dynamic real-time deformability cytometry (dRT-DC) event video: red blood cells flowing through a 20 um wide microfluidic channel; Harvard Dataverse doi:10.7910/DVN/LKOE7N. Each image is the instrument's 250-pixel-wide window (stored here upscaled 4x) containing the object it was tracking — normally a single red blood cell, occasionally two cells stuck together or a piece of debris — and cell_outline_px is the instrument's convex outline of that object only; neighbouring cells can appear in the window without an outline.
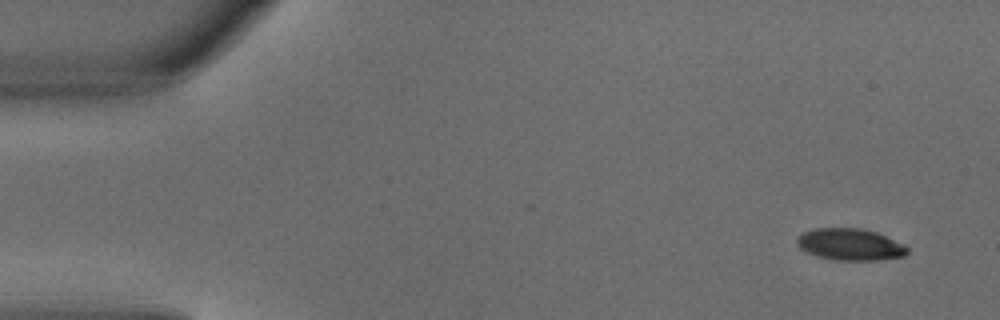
{"species": "common noctule bat (a hibernating species)", "species_latin": "Nyctalus noctula", "temperature_condition": "warm", "stored_images_in_passage": 4, "camera_frame_rate_fps": 3000, "um_per_image_px": 0.085, "animal": {"sex": "male", "body_mass_g": 18.8}, "frame": {"image": 1, "passage_image": 1, "time_ms": 0.0, "image_size_px": [1000, 320], "cell_outline_px": [[908, 252], [904, 256], [876, 260], [836, 260], [816, 256], [800, 248], [796, 244], [796, 236], [812, 228], [860, 228], [876, 232], [904, 244], [908, 248]], "centroid_in_image_um": [72.23, 20.77], "position_along_channel_um": 12.8, "area_um2": 20.46}}
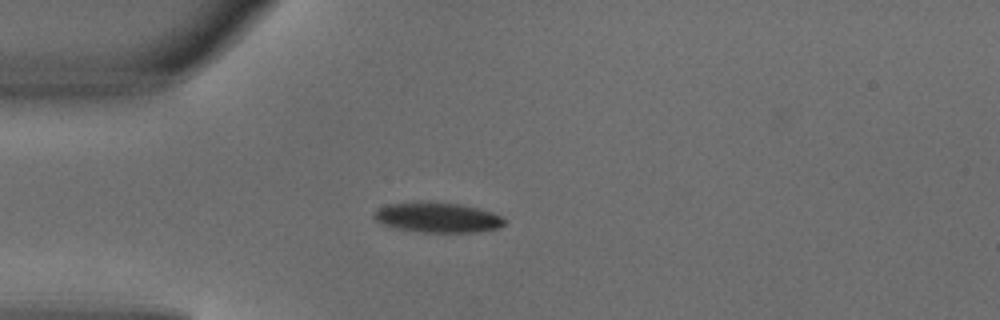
{"frame": {"image": 2, "passage_image": 3, "time_ms": 0.667, "image_size_px": [1000, 320], "cell_outline_px": [[504, 224], [496, 228], [476, 232], [424, 232], [400, 228], [384, 224], [376, 220], [372, 216], [372, 212], [376, 208], [388, 204], [456, 204], [476, 208], [492, 212], [500, 216], [504, 220]], "centroid_in_image_um": [37.18, 18.51], "position_along_channel_um": 47.8, "area_um2": 21.73}}